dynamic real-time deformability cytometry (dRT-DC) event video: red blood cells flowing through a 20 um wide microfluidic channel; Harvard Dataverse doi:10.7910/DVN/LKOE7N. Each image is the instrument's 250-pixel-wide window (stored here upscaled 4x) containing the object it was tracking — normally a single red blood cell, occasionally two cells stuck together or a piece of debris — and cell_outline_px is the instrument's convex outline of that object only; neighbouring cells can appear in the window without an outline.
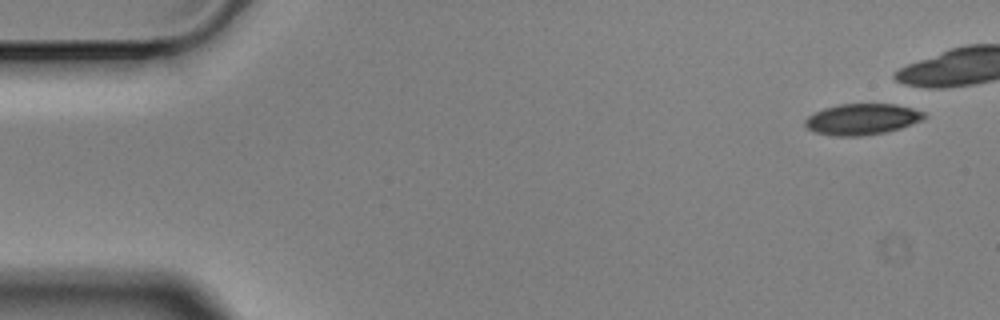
{"species": "Egyptian fruit bat (a non-hibernating species)", "species_latin": "Rousettus aegyptiacus", "temperature_condition": "cold", "stored_images_in_passage": 7, "camera_frame_rate_fps": 3000, "um_per_image_px": 0.085, "animal": {"sex": "male"}, "frame": {"image": 1, "passage_image": 1, "time_ms": 0.0, "image_size_px": [1000, 320], "cell_outline_px": [[924, 120], [900, 128], [884, 132], [860, 136], [836, 136], [816, 132], [808, 128], [804, 124], [804, 120], [808, 116], [824, 108], [840, 104], [896, 104], [912, 108], [924, 112]], "centroid_in_image_um": [73.28, 10.13], "position_along_channel_um": 11.7, "area_um2": 21.39}}
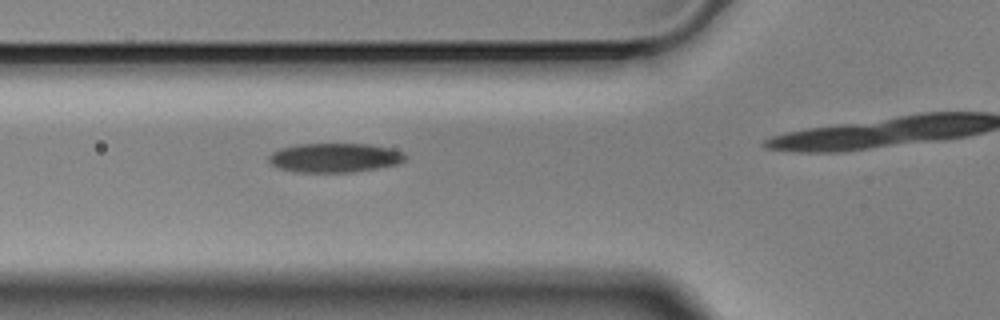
{"frame": {"image": 2, "passage_image": 6, "time_ms": 1.667, "image_size_px": [1000, 320], "cell_outline_px": [[408, 156], [404, 160], [396, 164], [376, 168], [352, 172], [292, 172], [276, 168], [268, 160], [268, 156], [272, 152], [280, 148], [296, 144], [368, 144], [392, 148], [404, 152]], "centroid_in_image_um": [28.42, 13.4], "position_along_channel_um": 97.4, "area_um2": 23.41}}